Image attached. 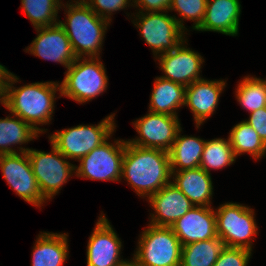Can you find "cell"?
Instances as JSON below:
<instances>
[{
  "label": "cell",
  "instance_id": "obj_1",
  "mask_svg": "<svg viewBox=\"0 0 266 266\" xmlns=\"http://www.w3.org/2000/svg\"><path fill=\"white\" fill-rule=\"evenodd\" d=\"M17 80V76L7 71L4 80L3 105L13 116L20 117L39 134L43 133L45 130L37 125L47 124L53 119L55 93L61 91V85L52 81L37 82L16 89L13 84L18 82Z\"/></svg>",
  "mask_w": 266,
  "mask_h": 266
},
{
  "label": "cell",
  "instance_id": "obj_2",
  "mask_svg": "<svg viewBox=\"0 0 266 266\" xmlns=\"http://www.w3.org/2000/svg\"><path fill=\"white\" fill-rule=\"evenodd\" d=\"M121 177L137 195L149 198L171 182L169 152L142 148L126 141Z\"/></svg>",
  "mask_w": 266,
  "mask_h": 266
},
{
  "label": "cell",
  "instance_id": "obj_3",
  "mask_svg": "<svg viewBox=\"0 0 266 266\" xmlns=\"http://www.w3.org/2000/svg\"><path fill=\"white\" fill-rule=\"evenodd\" d=\"M78 1L67 3L66 23L59 20V24L64 28L77 58H83V55L99 57L110 22L95 14L83 0Z\"/></svg>",
  "mask_w": 266,
  "mask_h": 266
},
{
  "label": "cell",
  "instance_id": "obj_4",
  "mask_svg": "<svg viewBox=\"0 0 266 266\" xmlns=\"http://www.w3.org/2000/svg\"><path fill=\"white\" fill-rule=\"evenodd\" d=\"M77 58L65 72L61 82V95L86 103L102 94L108 85V77L99 57ZM83 60V61H81Z\"/></svg>",
  "mask_w": 266,
  "mask_h": 266
},
{
  "label": "cell",
  "instance_id": "obj_5",
  "mask_svg": "<svg viewBox=\"0 0 266 266\" xmlns=\"http://www.w3.org/2000/svg\"><path fill=\"white\" fill-rule=\"evenodd\" d=\"M114 115L107 116L97 126L78 125L57 131L50 135V142L66 158L80 160L109 139L116 127Z\"/></svg>",
  "mask_w": 266,
  "mask_h": 266
},
{
  "label": "cell",
  "instance_id": "obj_6",
  "mask_svg": "<svg viewBox=\"0 0 266 266\" xmlns=\"http://www.w3.org/2000/svg\"><path fill=\"white\" fill-rule=\"evenodd\" d=\"M134 258L140 266H180L182 244L171 227L149 224L143 230Z\"/></svg>",
  "mask_w": 266,
  "mask_h": 266
},
{
  "label": "cell",
  "instance_id": "obj_7",
  "mask_svg": "<svg viewBox=\"0 0 266 266\" xmlns=\"http://www.w3.org/2000/svg\"><path fill=\"white\" fill-rule=\"evenodd\" d=\"M217 236L225 246L252 251V237L257 234L254 211L237 203L220 205L215 211Z\"/></svg>",
  "mask_w": 266,
  "mask_h": 266
},
{
  "label": "cell",
  "instance_id": "obj_8",
  "mask_svg": "<svg viewBox=\"0 0 266 266\" xmlns=\"http://www.w3.org/2000/svg\"><path fill=\"white\" fill-rule=\"evenodd\" d=\"M161 12H141L136 14L137 28L155 56L175 49L184 41L185 26L182 19ZM147 13V14H146ZM139 14V15H138Z\"/></svg>",
  "mask_w": 266,
  "mask_h": 266
},
{
  "label": "cell",
  "instance_id": "obj_9",
  "mask_svg": "<svg viewBox=\"0 0 266 266\" xmlns=\"http://www.w3.org/2000/svg\"><path fill=\"white\" fill-rule=\"evenodd\" d=\"M51 153L28 149L27 154L40 192L45 200L51 199L71 177L75 166L52 144Z\"/></svg>",
  "mask_w": 266,
  "mask_h": 266
},
{
  "label": "cell",
  "instance_id": "obj_10",
  "mask_svg": "<svg viewBox=\"0 0 266 266\" xmlns=\"http://www.w3.org/2000/svg\"><path fill=\"white\" fill-rule=\"evenodd\" d=\"M114 143L106 141L83 156L79 160V167L75 166L76 176L91 180L120 181L126 141L116 140Z\"/></svg>",
  "mask_w": 266,
  "mask_h": 266
},
{
  "label": "cell",
  "instance_id": "obj_11",
  "mask_svg": "<svg viewBox=\"0 0 266 266\" xmlns=\"http://www.w3.org/2000/svg\"><path fill=\"white\" fill-rule=\"evenodd\" d=\"M28 149L20 147L19 151L22 155L20 153L0 154V168L3 178L20 198L30 204L41 207L45 199L33 174L27 154Z\"/></svg>",
  "mask_w": 266,
  "mask_h": 266
},
{
  "label": "cell",
  "instance_id": "obj_12",
  "mask_svg": "<svg viewBox=\"0 0 266 266\" xmlns=\"http://www.w3.org/2000/svg\"><path fill=\"white\" fill-rule=\"evenodd\" d=\"M140 137L127 142L142 148L169 152L181 124L178 117L150 112L133 124Z\"/></svg>",
  "mask_w": 266,
  "mask_h": 266
},
{
  "label": "cell",
  "instance_id": "obj_13",
  "mask_svg": "<svg viewBox=\"0 0 266 266\" xmlns=\"http://www.w3.org/2000/svg\"><path fill=\"white\" fill-rule=\"evenodd\" d=\"M181 42L175 49L158 55L159 65L163 70L164 79L189 86L193 82L203 79L199 77L203 57L195 51L190 50Z\"/></svg>",
  "mask_w": 266,
  "mask_h": 266
},
{
  "label": "cell",
  "instance_id": "obj_14",
  "mask_svg": "<svg viewBox=\"0 0 266 266\" xmlns=\"http://www.w3.org/2000/svg\"><path fill=\"white\" fill-rule=\"evenodd\" d=\"M35 29L38 31V35L31 46L26 48L31 54L45 60L59 62L66 68L77 59L71 42L59 23Z\"/></svg>",
  "mask_w": 266,
  "mask_h": 266
},
{
  "label": "cell",
  "instance_id": "obj_15",
  "mask_svg": "<svg viewBox=\"0 0 266 266\" xmlns=\"http://www.w3.org/2000/svg\"><path fill=\"white\" fill-rule=\"evenodd\" d=\"M122 242L106 216L99 217L87 245V266H116L124 261L120 257ZM121 259V260H120Z\"/></svg>",
  "mask_w": 266,
  "mask_h": 266
},
{
  "label": "cell",
  "instance_id": "obj_16",
  "mask_svg": "<svg viewBox=\"0 0 266 266\" xmlns=\"http://www.w3.org/2000/svg\"><path fill=\"white\" fill-rule=\"evenodd\" d=\"M171 229L182 245L217 238L215 211L211 206H194Z\"/></svg>",
  "mask_w": 266,
  "mask_h": 266
},
{
  "label": "cell",
  "instance_id": "obj_17",
  "mask_svg": "<svg viewBox=\"0 0 266 266\" xmlns=\"http://www.w3.org/2000/svg\"><path fill=\"white\" fill-rule=\"evenodd\" d=\"M155 210L150 224L171 227L195 205L172 182L148 198Z\"/></svg>",
  "mask_w": 266,
  "mask_h": 266
},
{
  "label": "cell",
  "instance_id": "obj_18",
  "mask_svg": "<svg viewBox=\"0 0 266 266\" xmlns=\"http://www.w3.org/2000/svg\"><path fill=\"white\" fill-rule=\"evenodd\" d=\"M225 86L224 80L207 81L204 78L186 86L185 106L193 112L197 128L214 113Z\"/></svg>",
  "mask_w": 266,
  "mask_h": 266
},
{
  "label": "cell",
  "instance_id": "obj_19",
  "mask_svg": "<svg viewBox=\"0 0 266 266\" xmlns=\"http://www.w3.org/2000/svg\"><path fill=\"white\" fill-rule=\"evenodd\" d=\"M240 14L239 0H207L203 22L196 30L236 36Z\"/></svg>",
  "mask_w": 266,
  "mask_h": 266
},
{
  "label": "cell",
  "instance_id": "obj_20",
  "mask_svg": "<svg viewBox=\"0 0 266 266\" xmlns=\"http://www.w3.org/2000/svg\"><path fill=\"white\" fill-rule=\"evenodd\" d=\"M173 184L196 206H210L213 186L211 175L201 167L171 171ZM175 181V182H174Z\"/></svg>",
  "mask_w": 266,
  "mask_h": 266
},
{
  "label": "cell",
  "instance_id": "obj_21",
  "mask_svg": "<svg viewBox=\"0 0 266 266\" xmlns=\"http://www.w3.org/2000/svg\"><path fill=\"white\" fill-rule=\"evenodd\" d=\"M186 87L157 77L150 98L149 111L177 117L176 109L185 105Z\"/></svg>",
  "mask_w": 266,
  "mask_h": 266
},
{
  "label": "cell",
  "instance_id": "obj_22",
  "mask_svg": "<svg viewBox=\"0 0 266 266\" xmlns=\"http://www.w3.org/2000/svg\"><path fill=\"white\" fill-rule=\"evenodd\" d=\"M67 236L41 232L33 249L31 266H62L68 256Z\"/></svg>",
  "mask_w": 266,
  "mask_h": 266
},
{
  "label": "cell",
  "instance_id": "obj_23",
  "mask_svg": "<svg viewBox=\"0 0 266 266\" xmlns=\"http://www.w3.org/2000/svg\"><path fill=\"white\" fill-rule=\"evenodd\" d=\"M181 131V129L178 131L169 151L171 171L195 169L200 166L206 141L194 136H180Z\"/></svg>",
  "mask_w": 266,
  "mask_h": 266
},
{
  "label": "cell",
  "instance_id": "obj_24",
  "mask_svg": "<svg viewBox=\"0 0 266 266\" xmlns=\"http://www.w3.org/2000/svg\"><path fill=\"white\" fill-rule=\"evenodd\" d=\"M17 118V119H15ZM29 124L20 117L0 119V154H16L13 144H23L39 137ZM10 146V147H9Z\"/></svg>",
  "mask_w": 266,
  "mask_h": 266
},
{
  "label": "cell",
  "instance_id": "obj_25",
  "mask_svg": "<svg viewBox=\"0 0 266 266\" xmlns=\"http://www.w3.org/2000/svg\"><path fill=\"white\" fill-rule=\"evenodd\" d=\"M224 247L219 237L183 245L180 266H214Z\"/></svg>",
  "mask_w": 266,
  "mask_h": 266
},
{
  "label": "cell",
  "instance_id": "obj_26",
  "mask_svg": "<svg viewBox=\"0 0 266 266\" xmlns=\"http://www.w3.org/2000/svg\"><path fill=\"white\" fill-rule=\"evenodd\" d=\"M231 147L235 157L242 153H249L253 158L259 159L266 153V144L257 132L244 120L236 124L229 133Z\"/></svg>",
  "mask_w": 266,
  "mask_h": 266
},
{
  "label": "cell",
  "instance_id": "obj_27",
  "mask_svg": "<svg viewBox=\"0 0 266 266\" xmlns=\"http://www.w3.org/2000/svg\"><path fill=\"white\" fill-rule=\"evenodd\" d=\"M235 159L229 137L227 140L216 138L205 142L199 167L210 174V168L218 170L230 166Z\"/></svg>",
  "mask_w": 266,
  "mask_h": 266
},
{
  "label": "cell",
  "instance_id": "obj_28",
  "mask_svg": "<svg viewBox=\"0 0 266 266\" xmlns=\"http://www.w3.org/2000/svg\"><path fill=\"white\" fill-rule=\"evenodd\" d=\"M61 0H21V7L34 28L56 25Z\"/></svg>",
  "mask_w": 266,
  "mask_h": 266
},
{
  "label": "cell",
  "instance_id": "obj_29",
  "mask_svg": "<svg viewBox=\"0 0 266 266\" xmlns=\"http://www.w3.org/2000/svg\"><path fill=\"white\" fill-rule=\"evenodd\" d=\"M240 82L236 98L244 109L252 113L266 107V80L248 75Z\"/></svg>",
  "mask_w": 266,
  "mask_h": 266
},
{
  "label": "cell",
  "instance_id": "obj_30",
  "mask_svg": "<svg viewBox=\"0 0 266 266\" xmlns=\"http://www.w3.org/2000/svg\"><path fill=\"white\" fill-rule=\"evenodd\" d=\"M207 0H172L170 10L179 12L182 19L192 20L196 30L203 22Z\"/></svg>",
  "mask_w": 266,
  "mask_h": 266
},
{
  "label": "cell",
  "instance_id": "obj_31",
  "mask_svg": "<svg viewBox=\"0 0 266 266\" xmlns=\"http://www.w3.org/2000/svg\"><path fill=\"white\" fill-rule=\"evenodd\" d=\"M250 256V250L225 246L214 266H247Z\"/></svg>",
  "mask_w": 266,
  "mask_h": 266
},
{
  "label": "cell",
  "instance_id": "obj_32",
  "mask_svg": "<svg viewBox=\"0 0 266 266\" xmlns=\"http://www.w3.org/2000/svg\"><path fill=\"white\" fill-rule=\"evenodd\" d=\"M99 17L110 22L111 13L129 7L131 0H83ZM128 4V5H127ZM107 13V14H106Z\"/></svg>",
  "mask_w": 266,
  "mask_h": 266
},
{
  "label": "cell",
  "instance_id": "obj_33",
  "mask_svg": "<svg viewBox=\"0 0 266 266\" xmlns=\"http://www.w3.org/2000/svg\"><path fill=\"white\" fill-rule=\"evenodd\" d=\"M246 123L252 126L261 140L266 144V107L255 110L250 114Z\"/></svg>",
  "mask_w": 266,
  "mask_h": 266
},
{
  "label": "cell",
  "instance_id": "obj_34",
  "mask_svg": "<svg viewBox=\"0 0 266 266\" xmlns=\"http://www.w3.org/2000/svg\"><path fill=\"white\" fill-rule=\"evenodd\" d=\"M172 0H133L135 7H140L143 12H165L169 10Z\"/></svg>",
  "mask_w": 266,
  "mask_h": 266
},
{
  "label": "cell",
  "instance_id": "obj_35",
  "mask_svg": "<svg viewBox=\"0 0 266 266\" xmlns=\"http://www.w3.org/2000/svg\"><path fill=\"white\" fill-rule=\"evenodd\" d=\"M6 73H0V102L3 104L4 98V80H5Z\"/></svg>",
  "mask_w": 266,
  "mask_h": 266
},
{
  "label": "cell",
  "instance_id": "obj_36",
  "mask_svg": "<svg viewBox=\"0 0 266 266\" xmlns=\"http://www.w3.org/2000/svg\"><path fill=\"white\" fill-rule=\"evenodd\" d=\"M132 260L131 261H122L121 263L117 264L116 266H140V264L138 263V261L135 258Z\"/></svg>",
  "mask_w": 266,
  "mask_h": 266
},
{
  "label": "cell",
  "instance_id": "obj_37",
  "mask_svg": "<svg viewBox=\"0 0 266 266\" xmlns=\"http://www.w3.org/2000/svg\"><path fill=\"white\" fill-rule=\"evenodd\" d=\"M7 68L0 64V73H7Z\"/></svg>",
  "mask_w": 266,
  "mask_h": 266
}]
</instances>
